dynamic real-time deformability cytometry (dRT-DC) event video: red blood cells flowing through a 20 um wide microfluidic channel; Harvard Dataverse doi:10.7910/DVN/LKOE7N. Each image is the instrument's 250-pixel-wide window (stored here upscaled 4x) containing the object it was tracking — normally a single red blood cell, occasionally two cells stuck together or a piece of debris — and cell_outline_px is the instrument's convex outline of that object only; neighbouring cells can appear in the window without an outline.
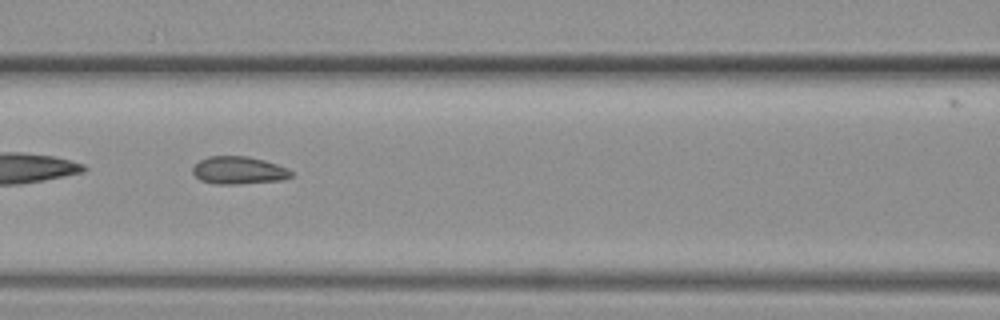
{"species": "common noctule bat (a hibernating species)", "species_latin": "Nyctalus noctula", "temperature_condition": "warm", "stored_images_in_passage": 12, "camera_frame_rate_fps": 3000, "um_per_image_px": 0.085, "animal": {"sex": "female", "body_mass_g": 19.3, "forearm_length_mm": 54.1}, "frame": {"image": 1, "passage_image": 10, "time_ms": 3.0, "image_size_px": [1000, 320], "cell_outline_px": [[292, 176], [280, 180], [240, 184], [216, 184], [200, 180], [192, 172], [192, 168], [200, 160], [208, 156], [248, 156], [264, 160], [288, 168], [292, 172]], "centroid_in_image_um": [20.28, 14.48], "position_along_channel_um": 146.3, "area_um2": 15.84}}